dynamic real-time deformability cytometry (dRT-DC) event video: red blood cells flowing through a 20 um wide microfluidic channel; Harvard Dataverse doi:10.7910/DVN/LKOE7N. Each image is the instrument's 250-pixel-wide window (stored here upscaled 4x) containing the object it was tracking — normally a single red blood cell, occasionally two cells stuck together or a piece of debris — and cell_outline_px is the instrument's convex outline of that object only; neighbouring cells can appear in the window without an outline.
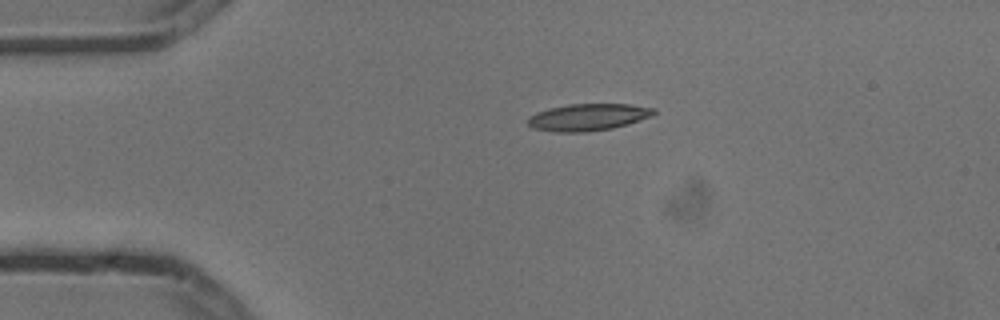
{"species": "common noctule bat (a hibernating species)", "species_latin": "Nyctalus noctula", "temperature_condition": "cold", "stored_images_in_passage": 2, "camera_frame_rate_fps": 3000, "um_per_image_px": 0.085, "animal": {"sex": "male", "body_mass_g": 13.3}, "frame": {"image": 1, "passage_image": 1, "time_ms": 0.0, "image_size_px": [1000, 320], "cell_outline_px": [[656, 112], [652, 116], [628, 124], [612, 128], [584, 132], [556, 132], [532, 128], [528, 124], [528, 116], [536, 112], [548, 108], [568, 104], [632, 104], [656, 108]], "centroid_in_image_um": [49.99, 9.95], "position_along_channel_um": 35.0, "area_um2": 19.94}}